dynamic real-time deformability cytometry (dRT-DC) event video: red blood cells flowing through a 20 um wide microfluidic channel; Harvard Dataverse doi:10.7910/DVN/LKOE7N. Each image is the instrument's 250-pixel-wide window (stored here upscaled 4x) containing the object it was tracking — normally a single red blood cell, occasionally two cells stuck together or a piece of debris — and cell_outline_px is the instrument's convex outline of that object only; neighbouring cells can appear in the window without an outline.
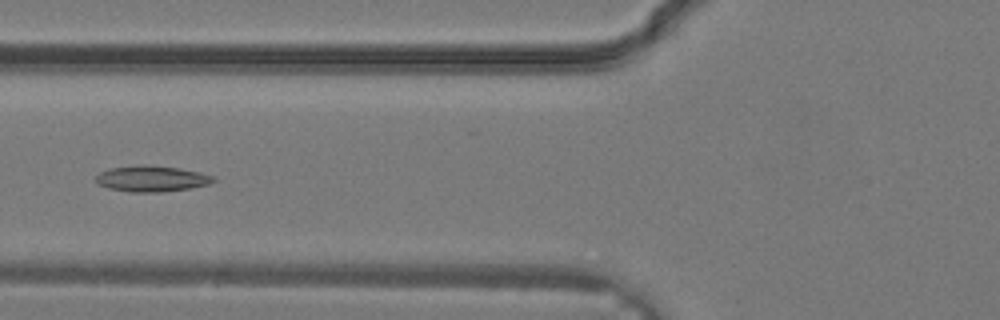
{"species": "common noctule bat (a hibernating species)", "species_latin": "Nyctalus noctula", "temperature_condition": "warm", "stored_images_in_passage": 34, "camera_frame_rate_fps": 3000, "um_per_image_px": 0.085, "animal": {"sex": "male", "body_mass_g": 19.2, "forearm_length_mm": 51.8}, "frame": {"image": 1, "passage_image": 13, "time_ms": 4.0, "image_size_px": [1000, 320], "cell_outline_px": [[216, 180], [208, 184], [188, 188], [160, 192], [128, 192], [108, 188], [100, 184], [96, 180], [96, 176], [100, 172], [108, 168], [144, 164], [180, 168], [200, 172], [212, 176]], "centroid_in_image_um": [12.86, 15.18], "position_along_channel_um": 112.9, "area_um2": 17.69}}
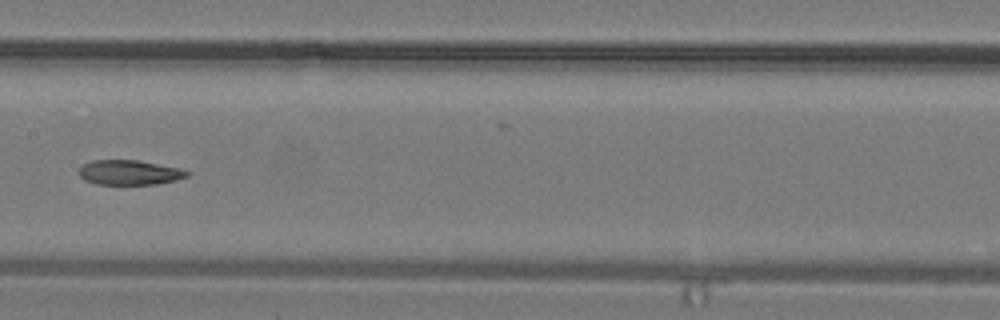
{"frame": {"image": 2, "passage_image": 17, "time_ms": 5.333, "image_size_px": [1000, 320], "cell_outline_px": [[192, 172], [188, 176], [176, 180], [156, 184], [96, 184], [84, 180], [80, 176], [80, 168], [84, 164], [92, 160], [136, 160], [180, 168]], "centroid_in_image_um": [11.03, 14.66], "position_along_channel_um": 196.4, "area_um2": 15.55}}
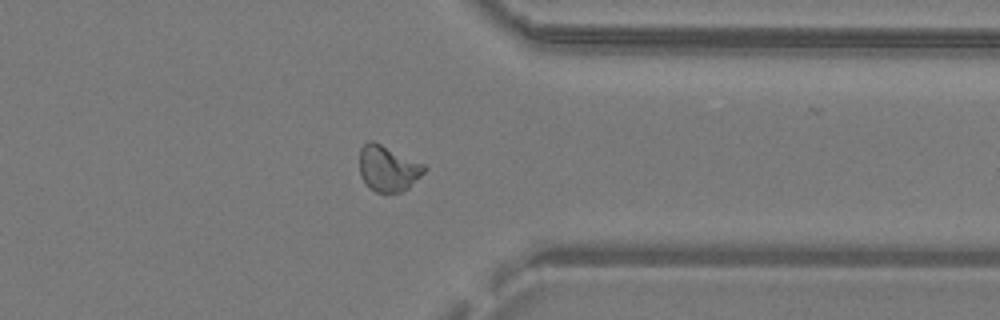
{"frame": {"image": 3, "passage_image": 26, "time_ms": 8.333, "image_size_px": [1000, 320], "cell_outline_px": [[428, 168], [408, 188], [400, 192], [376, 192], [368, 188], [360, 176], [360, 148], [368, 140], [372, 140], [424, 164]], "centroid_in_image_um": [32.96, 14.32], "position_along_channel_um": 378.4, "area_um2": 17.22}}